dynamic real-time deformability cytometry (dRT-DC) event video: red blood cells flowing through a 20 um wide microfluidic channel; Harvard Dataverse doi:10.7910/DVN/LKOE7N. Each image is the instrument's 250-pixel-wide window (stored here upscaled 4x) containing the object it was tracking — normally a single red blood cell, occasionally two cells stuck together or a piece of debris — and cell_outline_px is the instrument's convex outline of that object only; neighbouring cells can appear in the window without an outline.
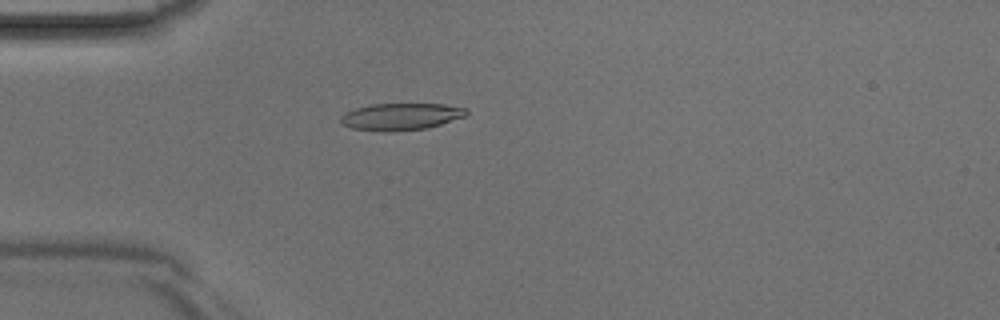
{"species": "Egyptian fruit bat (a non-hibernating species)", "species_latin": "Rousettus aegyptiacus", "temperature_condition": "room temperature", "stored_images_in_passage": 43, "camera_frame_rate_fps": 3000, "um_per_image_px": 0.085, "animal": {"sex": "male"}, "frame": {"image": 1, "passage_image": 12, "time_ms": 3.667, "image_size_px": [1000, 320], "cell_outline_px": [[468, 112], [464, 116], [428, 128], [392, 132], [388, 132], [352, 128], [344, 124], [340, 120], [340, 116], [344, 112], [356, 108], [372, 104], [444, 104], [468, 108]], "centroid_in_image_um": [34.07, 9.91], "position_along_channel_um": 50.9, "area_um2": 19.71}}
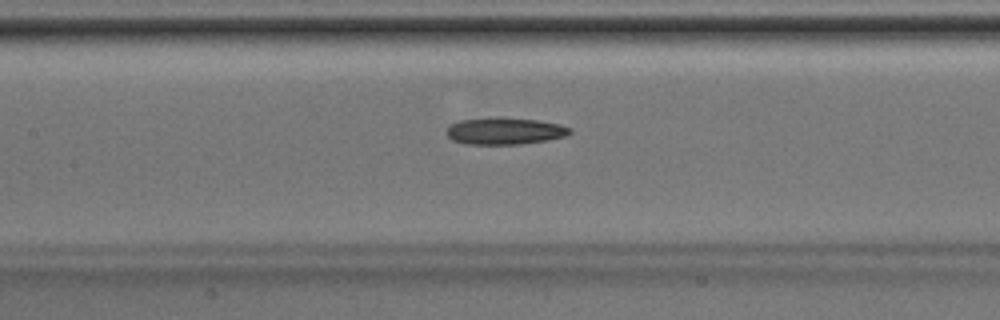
{"frame": {"image": 2, "passage_image": 20, "time_ms": 6.333, "image_size_px": [1000, 320], "cell_outline_px": [[572, 132], [564, 136], [548, 140], [520, 144], [464, 144], [452, 140], [448, 136], [448, 128], [452, 124], [460, 120], [496, 116], [536, 120], [560, 124], [572, 128]], "centroid_in_image_um": [42.92, 11.13], "position_along_channel_um": 164.5, "area_um2": 19.42}}
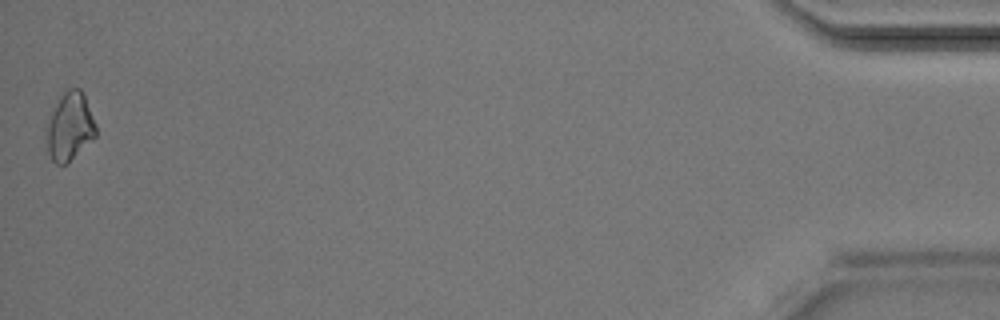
{"frame": {"image": 3, "passage_image": 43, "time_ms": 14.0, "image_size_px": [1000, 320], "cell_outline_px": [[96, 136], [64, 164], [56, 164], [52, 160], [48, 152], [48, 120], [60, 96], [68, 88], [80, 88], [84, 92], [96, 124]], "centroid_in_image_um": [5.96, 10.71], "position_along_channel_um": 429.2, "area_um2": 19.07}}